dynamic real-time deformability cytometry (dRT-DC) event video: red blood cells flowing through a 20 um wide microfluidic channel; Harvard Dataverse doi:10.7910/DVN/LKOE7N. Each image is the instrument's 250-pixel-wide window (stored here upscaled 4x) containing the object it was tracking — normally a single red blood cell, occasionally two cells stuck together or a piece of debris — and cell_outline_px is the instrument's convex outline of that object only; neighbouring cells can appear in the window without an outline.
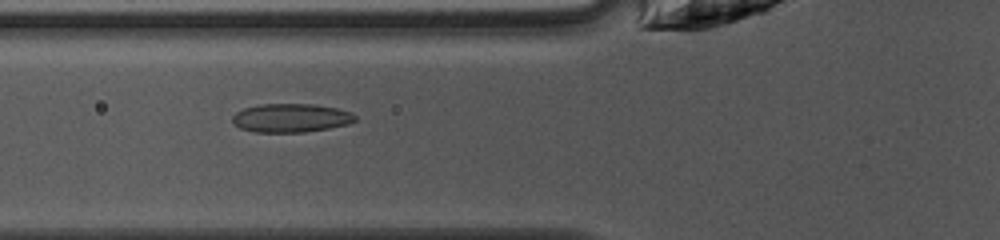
{"species": "common noctule bat (a hibernating species)", "species_latin": "Nyctalus noctula", "temperature_condition": "warm", "stored_images_in_passage": 25, "camera_frame_rate_fps": 3000, "um_per_image_px": 0.085, "animal": {"sex": "female", "body_mass_g": 10.0, "forearm_length_mm": 53.1}, "frame": {"image": 1, "passage_image": 4, "time_ms": 1.0, "image_size_px": [1000, 240], "cell_outline_px": [[356, 120], [348, 124], [328, 128], [304, 132], [256, 132], [240, 128], [232, 124], [232, 116], [236, 112], [244, 108], [260, 104], [316, 104], [336, 108], [352, 112], [356, 116]], "centroid_in_image_um": [24.71, 10.02], "position_along_channel_um": 101.1, "area_um2": 20.58}}
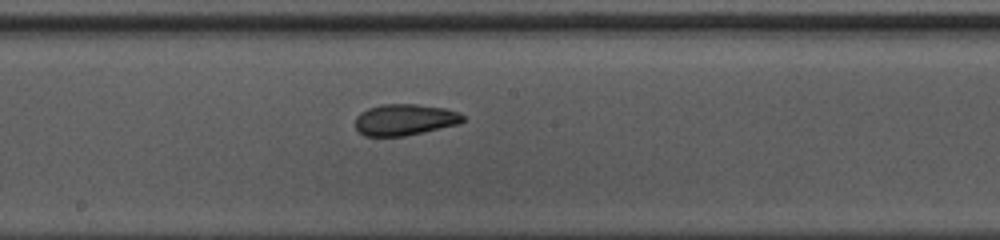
{"frame": {"image": 2, "passage_image": 12, "time_ms": 3.667, "image_size_px": [1000, 240], "cell_outline_px": [[464, 120], [460, 124], [424, 132], [404, 136], [364, 136], [356, 128], [356, 116], [360, 112], [368, 108], [384, 104], [416, 104], [444, 108], [460, 112], [464, 116]], "centroid_in_image_um": [34.42, 10.17], "position_along_channel_um": 213.8, "area_um2": 19.71}}
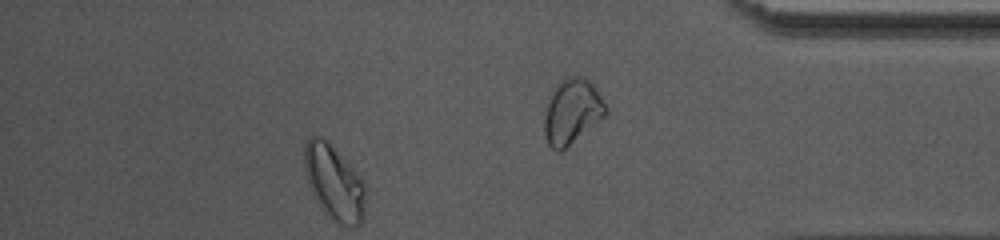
{"frame": {"image": 3, "passage_image": 25, "time_ms": 8.0, "image_size_px": [1000, 240], "cell_outline_px": [[608, 112], [604, 116], [560, 152], [556, 152], [548, 144], [544, 136], [544, 116], [548, 104], [556, 84], [560, 80], [568, 76], [580, 76], [588, 80], [592, 84], [608, 108]], "centroid_in_image_um": [48.6, 9.48], "position_along_channel_um": 386.6, "area_um2": 22.83}, "authors_computed_cell_mechanics": {"area_um2": 19.9988, "velocity_mm_per_s": 4.2004, "shape_relaxation_time_tau1_ms": 6.6724, "shape_relaxation_time_tau2_ms": 1.4945, "deformation_change_tau1": 0.1509, "deformation_change_tau2": 0.0579}}